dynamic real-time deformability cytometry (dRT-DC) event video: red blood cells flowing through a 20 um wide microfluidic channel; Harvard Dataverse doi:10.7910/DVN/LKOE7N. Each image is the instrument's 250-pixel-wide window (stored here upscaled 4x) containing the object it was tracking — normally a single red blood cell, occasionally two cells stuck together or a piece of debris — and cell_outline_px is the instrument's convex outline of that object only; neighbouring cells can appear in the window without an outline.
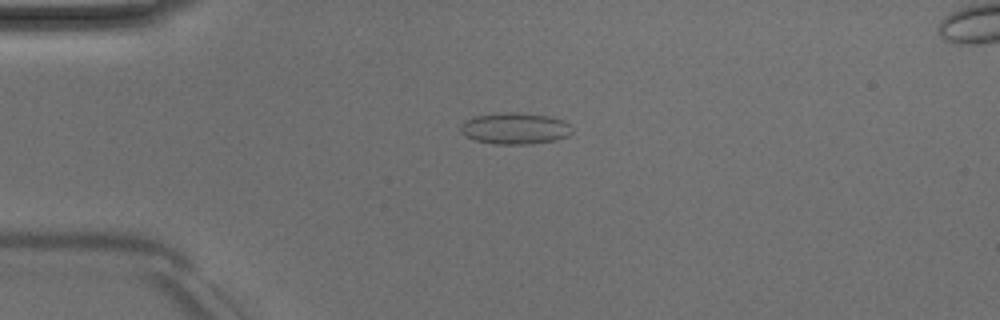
{"species": "Egyptian fruit bat (a non-hibernating species)", "species_latin": "Rousettus aegyptiacus", "temperature_condition": "room temperature", "stored_images_in_passage": 50, "camera_frame_rate_fps": 3000, "um_per_image_px": 0.085, "animal": {"sex": "male"}, "frame": {"image": 1, "passage_image": 12, "time_ms": 3.667, "image_size_px": [1000, 320], "cell_outline_px": [[572, 132], [568, 136], [556, 140], [528, 144], [492, 144], [476, 140], [464, 136], [460, 132], [460, 124], [464, 120], [472, 116], [504, 112], [516, 112], [548, 116], [564, 120], [572, 128]], "centroid_in_image_um": [43.73, 10.91], "position_along_channel_um": 41.3, "area_um2": 20.69}}
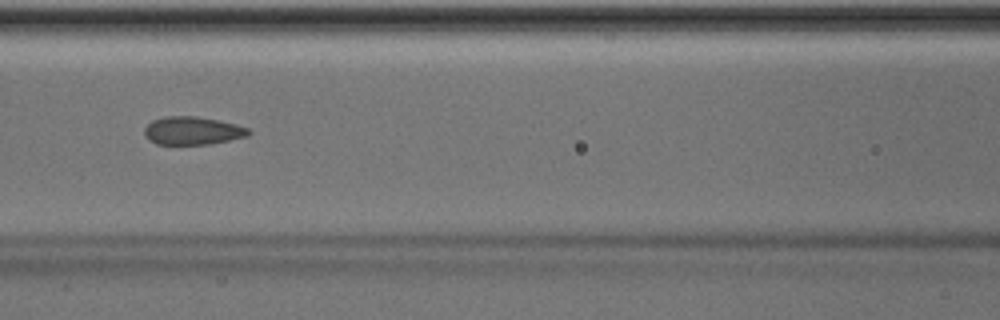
{"frame": {"image": 2, "passage_image": 22, "time_ms": 7.0, "image_size_px": [1000, 320], "cell_outline_px": [[252, 132], [248, 136], [212, 144], [156, 144], [148, 140], [144, 136], [144, 128], [152, 120], [164, 116], [196, 116], [236, 124], [248, 128]], "centroid_in_image_um": [16.35, 11.11], "position_along_channel_um": 150.3, "area_um2": 17.17}}
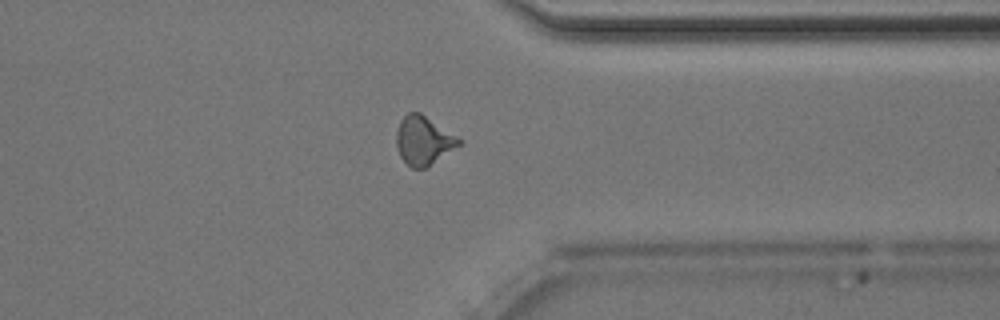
{"frame": {"image": 3, "passage_image": 39, "time_ms": 12.667, "image_size_px": [1000, 320], "cell_outline_px": [[460, 144], [424, 168], [412, 168], [400, 156], [396, 144], [396, 132], [400, 120], [408, 112], [420, 112], [456, 136], [460, 140]], "centroid_in_image_um": [35.94, 11.92], "position_along_channel_um": 375.5, "area_um2": 17.22}, "authors_computed_cell_mechanics": {"area_um2": 17.5134, "velocity_mm_per_s": 4.0451, "shape_relaxation_time_tau1_ms": null, "shape_relaxation_time_tau2_ms": 1.3818, "deformation_change_tau1": null, "deformation_change_tau2": 0.0603}}